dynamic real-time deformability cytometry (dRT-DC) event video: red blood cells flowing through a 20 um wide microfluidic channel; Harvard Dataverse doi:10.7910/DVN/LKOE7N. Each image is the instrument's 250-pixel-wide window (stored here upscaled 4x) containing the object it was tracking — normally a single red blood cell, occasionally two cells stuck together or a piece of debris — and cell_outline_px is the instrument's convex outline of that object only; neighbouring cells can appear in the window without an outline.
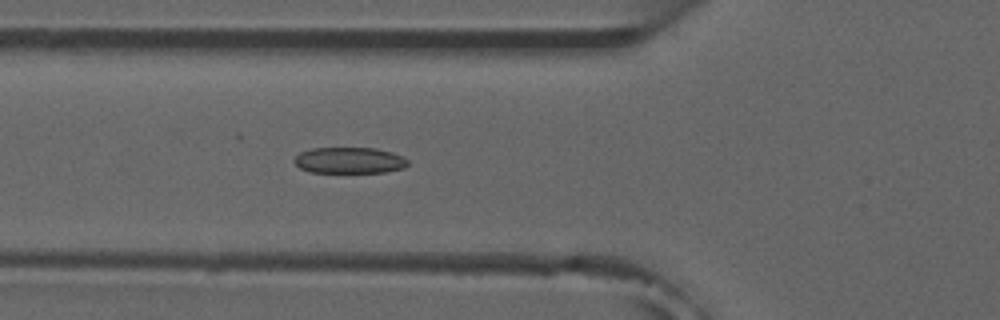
{"species": "common noctule bat (a hibernating species)", "species_latin": "Nyctalus noctula", "temperature_condition": "room temperature", "stored_images_in_passage": 4, "camera_frame_rate_fps": 3000, "um_per_image_px": 0.085, "animal": {"sex": "male", "forearm_length_mm": 52.5}, "frame": {"image": 1, "passage_image": 4, "time_ms": 4.333, "image_size_px": [1000, 320], "cell_outline_px": [[408, 164], [404, 168], [384, 172], [308, 172], [300, 168], [292, 160], [300, 152], [312, 148], [376, 148], [392, 152], [408, 160]], "centroid_in_image_um": [29.67, 13.63], "position_along_channel_um": 96.1, "area_um2": 17.28}}